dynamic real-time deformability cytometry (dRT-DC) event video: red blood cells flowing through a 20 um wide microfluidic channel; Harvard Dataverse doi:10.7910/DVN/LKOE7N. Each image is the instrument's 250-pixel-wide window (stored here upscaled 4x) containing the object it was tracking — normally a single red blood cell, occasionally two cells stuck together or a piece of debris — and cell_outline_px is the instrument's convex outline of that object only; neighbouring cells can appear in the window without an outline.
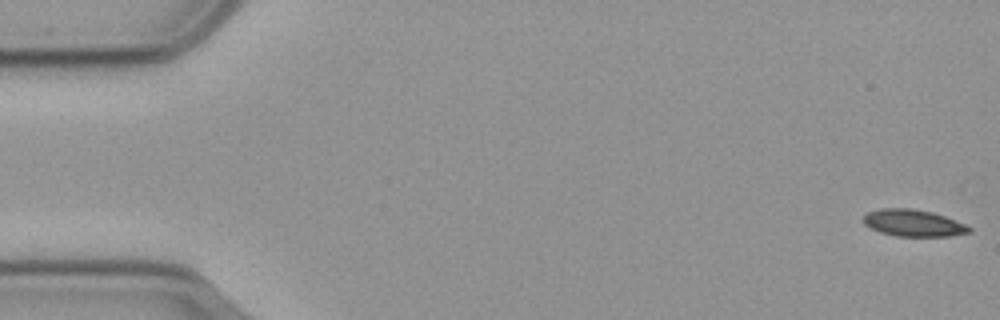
{"species": "common noctule bat (a hibernating species)", "species_latin": "Nyctalus noctula", "temperature_condition": "cold", "stored_images_in_passage": 11, "camera_frame_rate_fps": 3000, "um_per_image_px": 0.085, "animal": {"sex": "male", "body_mass_g": 23.1, "forearm_length_mm": 52.7}, "frame": {"image": 1, "passage_image": 1, "time_ms": 0.0, "image_size_px": [1000, 320], "cell_outline_px": [[972, 232], [952, 236], [896, 236], [880, 232], [864, 224], [864, 216], [868, 212], [880, 208], [912, 208], [932, 212], [956, 220], [972, 228]], "centroid_in_image_um": [77.66, 18.95], "position_along_channel_um": 7.3, "area_um2": 16.53}}